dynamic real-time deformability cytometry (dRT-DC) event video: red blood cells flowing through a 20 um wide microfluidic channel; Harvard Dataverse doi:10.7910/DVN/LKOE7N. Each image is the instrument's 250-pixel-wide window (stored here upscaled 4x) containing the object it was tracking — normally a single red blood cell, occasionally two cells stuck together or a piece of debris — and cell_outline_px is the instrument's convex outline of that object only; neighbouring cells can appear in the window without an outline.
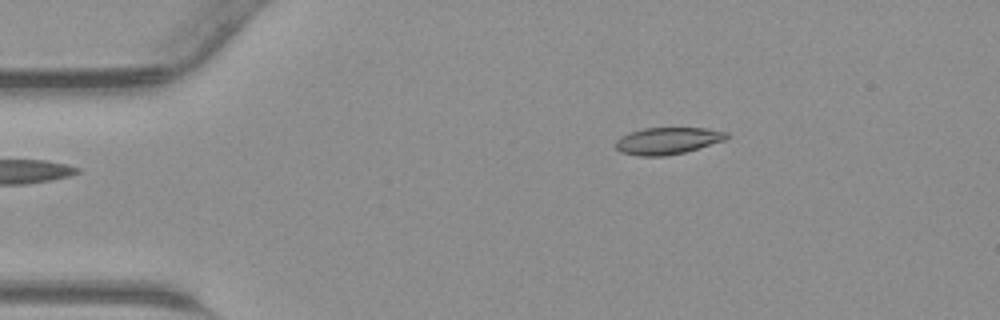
{"species": "common noctule bat (a hibernating species)", "species_latin": "Nyctalus noctula", "temperature_condition": "warm", "stored_images_in_passage": 37, "camera_frame_rate_fps": 3000, "um_per_image_px": 0.085, "animal": {"sex": "male", "body_mass_g": 23.1, "forearm_length_mm": 52.7}, "frame": {"image": 1, "passage_image": 1, "time_ms": 0.0, "image_size_px": [1000, 320], "cell_outline_px": [[728, 136], [724, 140], [684, 152], [664, 156], [640, 156], [620, 152], [612, 144], [620, 136], [644, 128], [704, 128], [728, 132]], "centroid_in_image_um": [56.69, 11.97], "position_along_channel_um": 28.3, "area_um2": 17.28}}
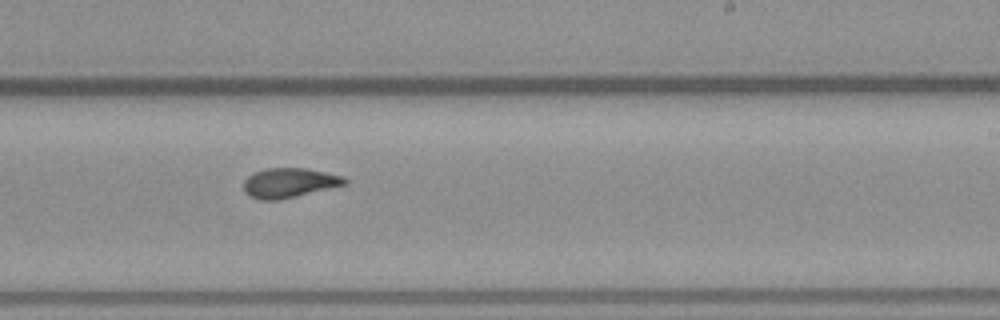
{"frame": {"image": 2, "passage_image": 20, "time_ms": 6.333, "image_size_px": [1000, 320], "cell_outline_px": [[348, 184], [280, 200], [260, 200], [248, 196], [244, 192], [244, 180], [252, 172], [268, 168], [304, 168], [344, 176], [348, 180]], "centroid_in_image_um": [24.57, 15.55], "position_along_channel_um": 264.4, "area_um2": 17.63}}
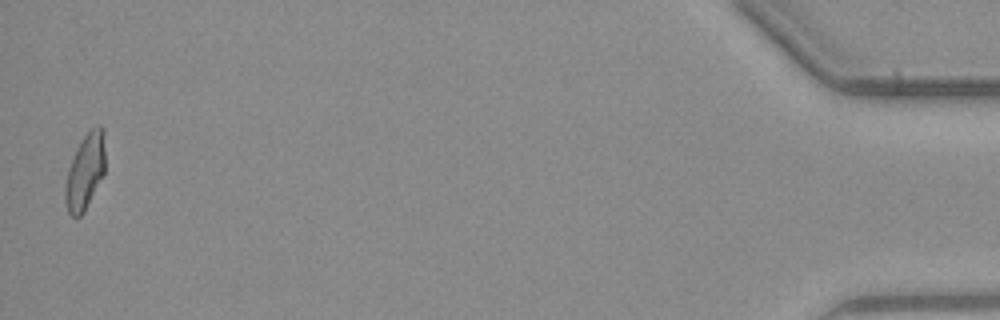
{"frame": {"image": 3, "passage_image": 37, "time_ms": 12.0, "image_size_px": [1000, 320], "cell_outline_px": [[104, 172], [84, 212], [80, 216], [72, 216], [68, 212], [64, 200], [64, 188], [68, 168], [76, 148], [84, 136], [96, 124], [100, 124], [104, 128]], "centroid_in_image_um": [7.22, 14.56], "position_along_channel_um": 428.0, "area_um2": 17.57}}